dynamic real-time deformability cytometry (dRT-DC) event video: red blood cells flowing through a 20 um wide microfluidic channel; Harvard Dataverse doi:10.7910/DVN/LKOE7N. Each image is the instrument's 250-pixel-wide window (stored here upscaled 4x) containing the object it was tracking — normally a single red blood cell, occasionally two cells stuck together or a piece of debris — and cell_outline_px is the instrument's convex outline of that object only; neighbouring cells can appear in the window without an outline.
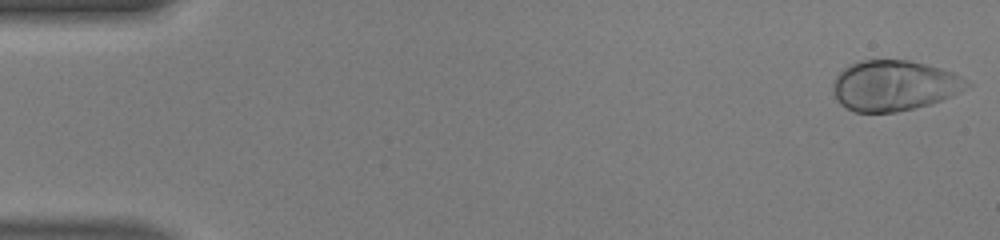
{"species": "human", "species_latin": "Homo sapiens", "temperature_condition": "warm", "stored_images_in_passage": 49, "camera_frame_rate_fps": 3000, "um_per_image_px": 0.085, "donor": {"sex": "male"}, "frame": {"image": 1, "passage_image": 1, "time_ms": 0.0, "image_size_px": [1000, 240], "cell_outline_px": [[972, 84], [960, 92], [932, 104], [896, 112], [856, 112], [840, 104], [836, 100], [832, 88], [832, 84], [836, 76], [844, 68], [860, 60], [908, 60], [940, 68], [952, 72], [968, 80]], "centroid_in_image_um": [76.0, 7.28], "position_along_channel_um": 9.0, "area_um2": 39.36}}
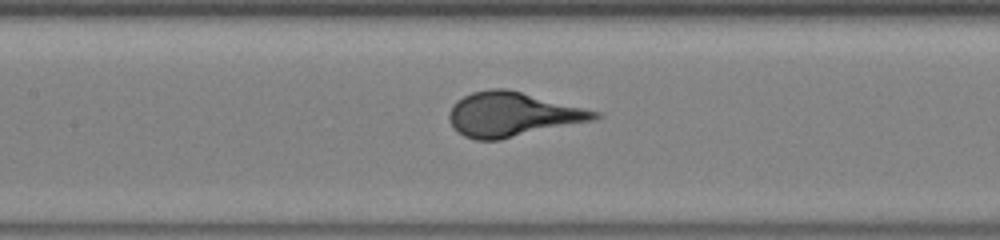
{"frame": {"image": 2, "passage_image": 23, "time_ms": 7.333, "image_size_px": [1000, 240], "cell_outline_px": [[604, 116], [596, 120], [500, 140], [476, 140], [464, 136], [452, 124], [448, 116], [452, 104], [456, 100], [472, 92], [488, 88], [504, 88], [600, 112]], "centroid_in_image_um": [43.57, 9.73], "position_along_channel_um": 163.8, "area_um2": 37.51}}
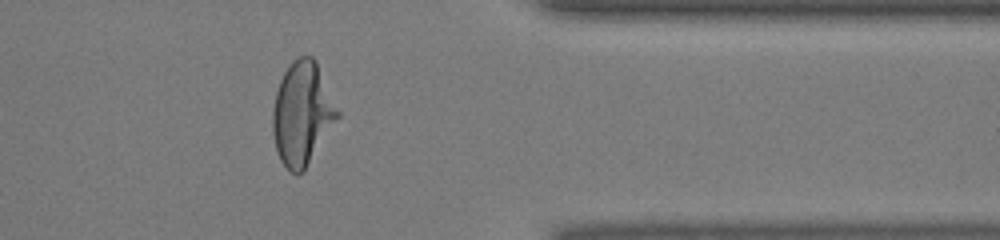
{"frame": {"image": 3, "passage_image": 40, "time_ms": 13.0, "image_size_px": [1000, 240], "cell_outline_px": [[340, 116], [304, 172], [296, 176], [280, 160], [276, 148], [272, 132], [272, 112], [276, 92], [280, 80], [284, 72], [292, 60], [300, 56], [312, 56], [316, 60], [340, 112]], "centroid_in_image_um": [25.69, 9.66], "position_along_channel_um": 385.7, "area_um2": 39.19}}